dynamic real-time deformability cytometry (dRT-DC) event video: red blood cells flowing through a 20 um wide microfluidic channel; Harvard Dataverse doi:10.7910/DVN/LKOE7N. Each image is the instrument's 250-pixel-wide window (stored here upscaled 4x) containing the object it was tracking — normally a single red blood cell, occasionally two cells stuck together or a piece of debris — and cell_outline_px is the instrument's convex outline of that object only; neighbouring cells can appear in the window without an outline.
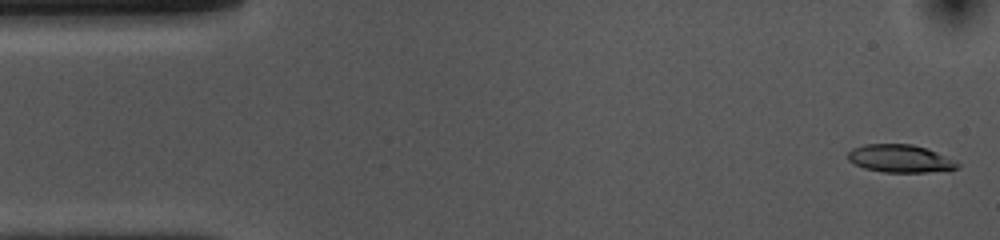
{"species": "common noctule bat (a hibernating species)", "species_latin": "Nyctalus noctula", "temperature_condition": "cold", "stored_images_in_passage": 53, "camera_frame_rate_fps": 3000, "um_per_image_px": 0.085, "animal": {"sex": "female", "body_mass_g": 10.0, "forearm_length_mm": 53.1}, "frame": {"image": 1, "passage_image": 2, "time_ms": 0.333, "image_size_px": [1000, 240], "cell_outline_px": [[960, 164], [956, 168], [924, 172], [884, 172], [864, 168], [848, 160], [848, 152], [852, 148], [864, 144], [912, 144], [936, 152], [956, 160]], "centroid_in_image_um": [76.48, 13.47], "position_along_channel_um": 8.5, "area_um2": 17.51}}
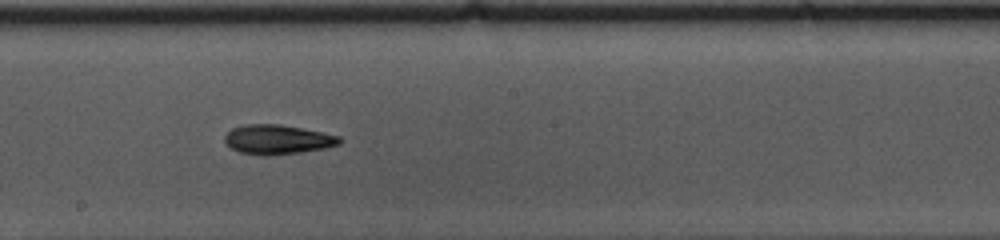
{"frame": {"image": 2, "passage_image": 28, "time_ms": 9.0, "image_size_px": [1000, 240], "cell_outline_px": [[344, 140], [340, 144], [324, 148], [300, 152], [268, 156], [260, 156], [240, 152], [232, 148], [224, 140], [224, 136], [232, 128], [244, 124], [280, 124], [340, 136]], "centroid_in_image_um": [23.59, 11.86], "position_along_channel_um": 224.6, "area_um2": 19.71}}
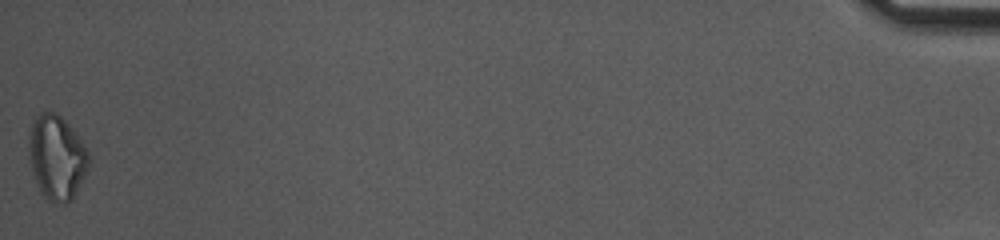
{"frame": {"image": 3, "passage_image": 53, "time_ms": 17.333, "image_size_px": [1000, 240], "cell_outline_px": [[88, 168], [72, 200], [68, 204], [56, 204], [48, 200], [40, 192], [32, 172], [28, 148], [28, 140], [32, 124], [40, 112], [56, 112], [68, 124], [84, 144], [88, 152]], "centroid_in_image_um": [4.81, 13.41], "position_along_channel_um": 430.4, "area_um2": 29.36}, "authors_computed_cell_mechanics": {"area_um2": 19.3052, "velocity_mm_per_s": 3.7206, "shape_relaxation_time_tau1_ms": 4.913, "shape_relaxation_time_tau2_ms": null, "deformation_change_tau1": 0.1348, "deformation_change_tau2": null}}